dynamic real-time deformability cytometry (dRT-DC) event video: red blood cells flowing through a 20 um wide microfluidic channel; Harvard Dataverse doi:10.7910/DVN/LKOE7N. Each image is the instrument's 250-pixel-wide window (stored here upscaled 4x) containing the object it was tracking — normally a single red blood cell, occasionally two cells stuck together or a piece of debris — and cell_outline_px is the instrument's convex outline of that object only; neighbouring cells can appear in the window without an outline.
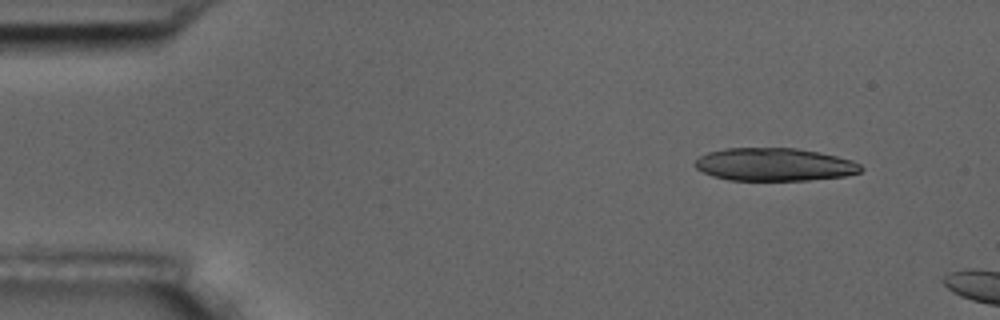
{"species": "common noctule bat (a hibernating species)", "species_latin": "Nyctalus noctula", "temperature_condition": "room temperature", "stored_images_in_passage": 3, "camera_frame_rate_fps": 3000, "um_per_image_px": 0.085, "animal": {"sex": "male", "body_mass_g": 17.5, "forearm_length_mm": 52.3}, "frame": {"image": 1, "passage_image": 1, "time_ms": 0.0, "image_size_px": [1000, 320], "cell_outline_px": [[864, 168], [860, 172], [844, 176], [808, 180], [728, 180], [712, 176], [696, 168], [692, 164], [700, 156], [708, 152], [724, 148], [796, 148], [820, 152], [852, 160], [860, 164]], "centroid_in_image_um": [65.81, 13.98], "position_along_channel_um": 19.2, "area_um2": 31.91}}